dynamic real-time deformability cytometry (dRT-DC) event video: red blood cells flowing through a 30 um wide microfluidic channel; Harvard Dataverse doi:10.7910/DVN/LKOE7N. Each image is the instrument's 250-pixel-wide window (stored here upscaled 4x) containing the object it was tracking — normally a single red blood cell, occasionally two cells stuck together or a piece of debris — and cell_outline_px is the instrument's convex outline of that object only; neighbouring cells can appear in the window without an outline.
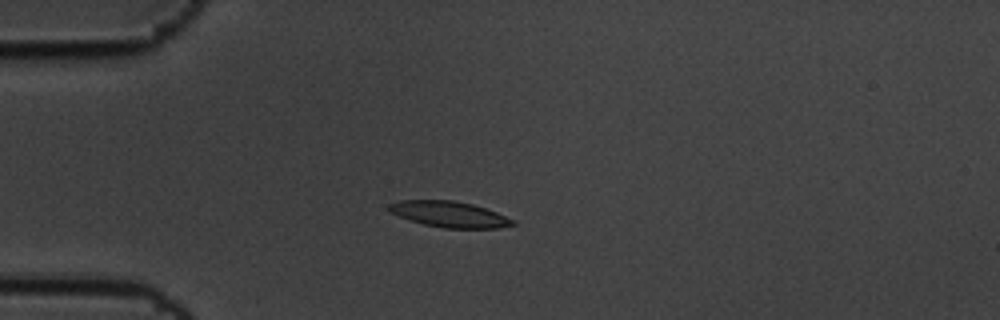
{"species": "common noctule bat (a hibernating species)", "species_latin": "Nyctalus noctula", "temperature_condition": "cold", "stored_images_in_passage": 11, "camera_frame_rate_fps": 3000, "um_per_image_px": 0.085, "animal": {"sex": "male", "body_mass_g": 19.5, "forearm_length_mm": 54.6}, "frame": {"image": 1, "passage_image": 4, "time_ms": 1.0, "image_size_px": [1000, 320], "cell_outline_px": [[516, 224], [500, 228], [444, 228], [424, 224], [388, 212], [388, 204], [400, 200], [452, 200], [472, 204], [496, 212], [516, 220]], "centroid_in_image_um": [38.21, 18.21], "position_along_channel_um": 46.8, "area_um2": 18.61}}
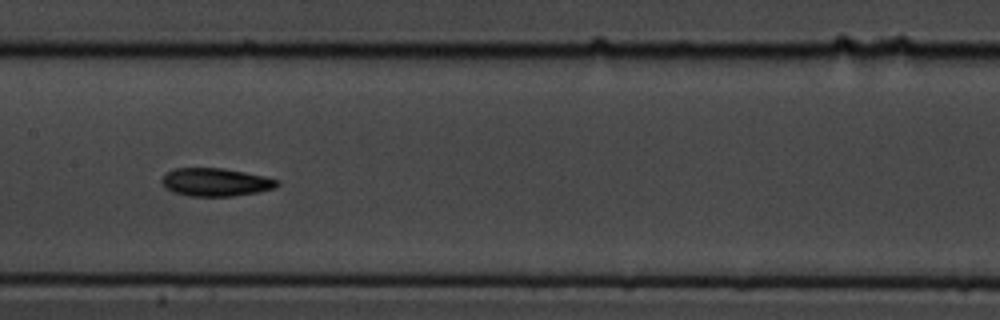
{"frame": {"image": 2, "passage_image": 8, "time_ms": 2.333, "image_size_px": [1000, 320], "cell_outline_px": [[280, 184], [276, 188], [256, 192], [232, 196], [188, 196], [164, 188], [160, 180], [168, 172], [176, 168], [224, 168], [264, 176], [280, 180]], "centroid_in_image_um": [18.35, 15.48], "position_along_channel_um": 189.1, "area_um2": 18.84}}
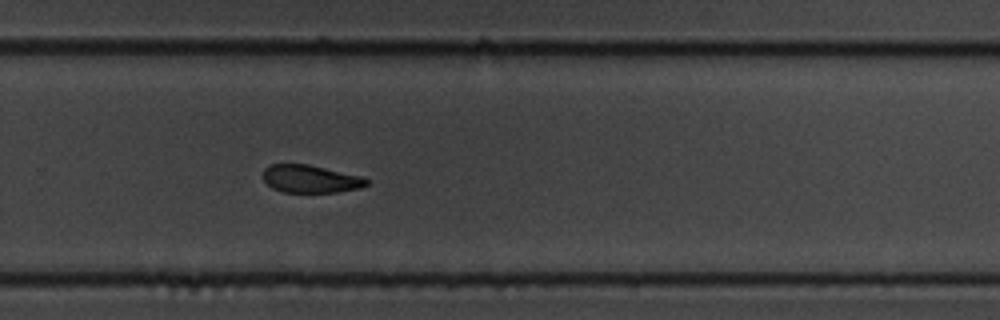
{"frame": {"image": 3, "passage_image": 11, "time_ms": 3.333, "image_size_px": [1000, 320], "cell_outline_px": [[372, 180], [368, 184], [360, 188], [336, 192], [284, 192], [272, 188], [260, 176], [264, 168], [268, 164], [308, 164], [364, 176]], "centroid_in_image_um": [26.41, 15.19], "position_along_channel_um": 303.4, "area_um2": 17.11}}